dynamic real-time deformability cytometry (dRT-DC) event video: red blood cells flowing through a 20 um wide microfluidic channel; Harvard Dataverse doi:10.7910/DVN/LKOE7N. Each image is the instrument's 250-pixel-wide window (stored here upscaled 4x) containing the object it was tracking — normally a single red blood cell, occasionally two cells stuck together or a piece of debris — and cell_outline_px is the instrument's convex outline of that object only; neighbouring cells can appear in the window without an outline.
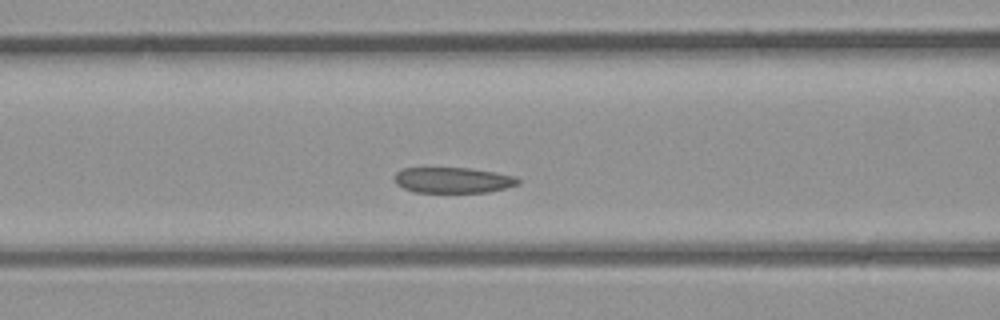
{"species": "common noctule bat (a hibernating species)", "species_latin": "Nyctalus noctula", "temperature_condition": "room temperature", "stored_images_in_passage": 29, "camera_frame_rate_fps": 3000, "um_per_image_px": 0.085, "animal": {"sex": "male", "body_mass_g": 23.1, "forearm_length_mm": 52.7}, "frame": {"image": 1, "passage_image": 5, "time_ms": 1.333, "image_size_px": [1000, 320], "cell_outline_px": [[520, 184], [488, 192], [416, 192], [404, 188], [396, 184], [392, 176], [400, 168], [468, 168], [496, 172], [516, 176], [520, 180]], "centroid_in_image_um": [38.48, 15.3], "position_along_channel_um": 128.1, "area_um2": 18.61}}
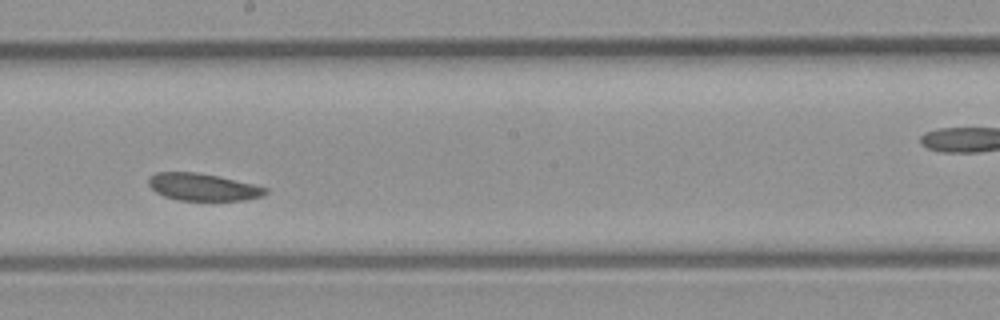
{"frame": {"image": 2, "passage_image": 11, "time_ms": 3.333, "image_size_px": [1000, 320], "cell_outline_px": [[268, 192], [260, 196], [248, 200], [180, 200], [164, 196], [156, 192], [148, 184], [148, 180], [156, 172], [196, 172], [220, 176], [268, 188]], "centroid_in_image_um": [17.25, 15.89], "position_along_channel_um": 230.9, "area_um2": 18.44}}
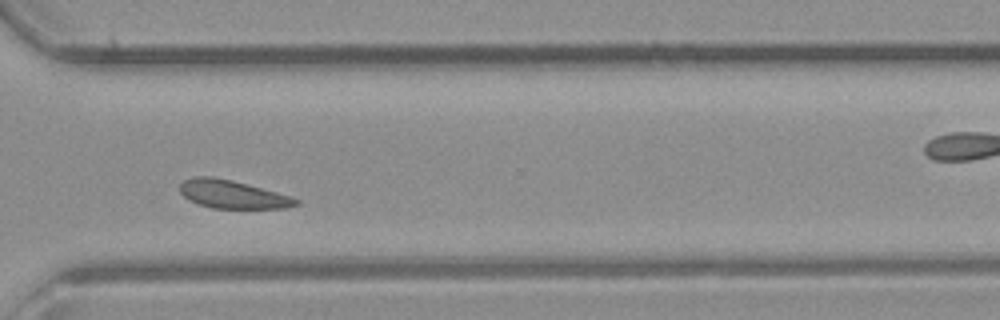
{"frame": {"image": 3, "passage_image": 18, "time_ms": 5.667, "image_size_px": [1000, 320], "cell_outline_px": [[300, 204], [284, 208], [212, 208], [188, 200], [180, 192], [180, 184], [184, 180], [192, 176], [212, 176], [232, 180], [292, 196], [300, 200]], "centroid_in_image_um": [19.76, 16.51], "position_along_channel_um": 350.8, "area_um2": 19.07}}